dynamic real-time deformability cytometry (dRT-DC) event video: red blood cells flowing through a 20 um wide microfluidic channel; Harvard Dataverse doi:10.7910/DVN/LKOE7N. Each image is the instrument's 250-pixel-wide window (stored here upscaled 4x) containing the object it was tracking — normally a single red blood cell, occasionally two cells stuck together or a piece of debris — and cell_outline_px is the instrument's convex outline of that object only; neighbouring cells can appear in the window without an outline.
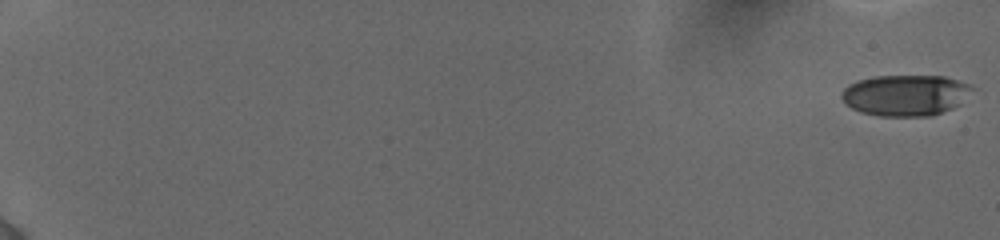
{"species": "human", "species_latin": "Homo sapiens", "temperature_condition": "cold", "stored_images_in_passage": 7, "camera_frame_rate_fps": 3000, "um_per_image_px": 0.085, "donor": {"sex": "female"}, "frame": {"image": 1, "passage_image": 1, "time_ms": 0.0, "image_size_px": [1000, 240], "cell_outline_px": [[972, 88], [952, 108], [932, 116], [880, 116], [860, 112], [844, 104], [840, 96], [840, 92], [848, 84], [860, 80], [876, 76], [944, 76], [968, 84]], "centroid_in_image_um": [76.85, 8.1], "position_along_channel_um": 8.1, "area_um2": 30.87}}